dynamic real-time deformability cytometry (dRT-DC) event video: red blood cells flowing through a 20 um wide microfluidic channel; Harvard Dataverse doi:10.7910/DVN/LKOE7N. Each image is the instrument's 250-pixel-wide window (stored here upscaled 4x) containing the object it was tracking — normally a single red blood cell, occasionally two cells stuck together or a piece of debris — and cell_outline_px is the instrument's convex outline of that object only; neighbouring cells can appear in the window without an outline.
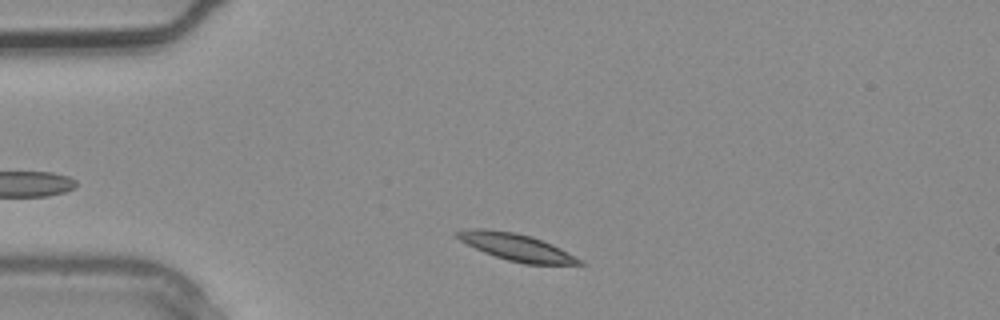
{"species": "common noctule bat (a hibernating species)", "species_latin": "Nyctalus noctula", "temperature_condition": "warm", "stored_images_in_passage": 2, "camera_frame_rate_fps": 3000, "um_per_image_px": 0.085, "animal": {"sex": "male", "body_mass_g": 20.4}, "frame": {"image": 1, "passage_image": 2, "time_ms": 0.333, "image_size_px": [1000, 320], "cell_outline_px": [[588, 264], [524, 264], [508, 260], [484, 252], [452, 236], [452, 232], [468, 228], [484, 228], [516, 232], [532, 236], [552, 244], [584, 260]], "centroid_in_image_um": [43.87, 20.98], "position_along_channel_um": 41.1, "area_um2": 19.48}}